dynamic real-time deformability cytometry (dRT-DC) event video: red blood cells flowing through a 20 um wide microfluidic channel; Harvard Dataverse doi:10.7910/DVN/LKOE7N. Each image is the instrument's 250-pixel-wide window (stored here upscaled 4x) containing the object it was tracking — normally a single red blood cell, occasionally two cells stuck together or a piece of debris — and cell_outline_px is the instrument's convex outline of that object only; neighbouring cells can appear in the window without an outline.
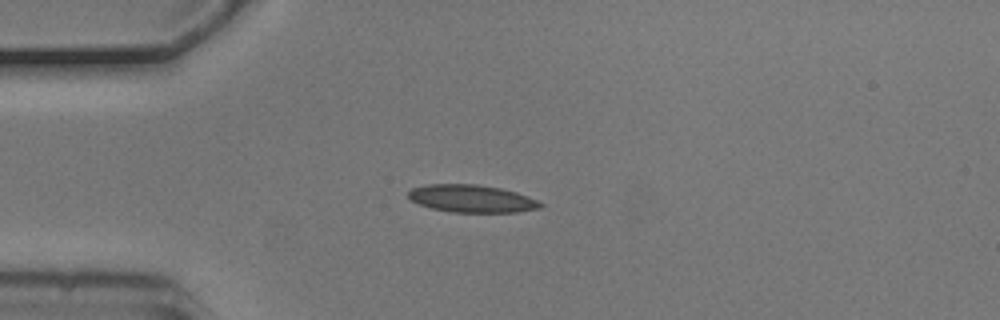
{"species": "common noctule bat (a hibernating species)", "species_latin": "Nyctalus noctula", "temperature_condition": "cold", "stored_images_in_passage": 4, "camera_frame_rate_fps": 3000, "um_per_image_px": 0.085, "animal": {"sex": "male", "body_mass_g": 20.5, "forearm_length_mm": 52.5}, "frame": {"image": 1, "passage_image": 4, "time_ms": 1.0, "image_size_px": [1000, 320], "cell_outline_px": [[544, 208], [516, 212], [452, 212], [432, 208], [420, 204], [412, 200], [408, 196], [408, 192], [412, 188], [424, 184], [476, 184], [500, 188], [516, 192], [528, 196], [544, 204]], "centroid_in_image_um": [40.12, 16.88], "position_along_channel_um": 44.9, "area_um2": 21.21}}